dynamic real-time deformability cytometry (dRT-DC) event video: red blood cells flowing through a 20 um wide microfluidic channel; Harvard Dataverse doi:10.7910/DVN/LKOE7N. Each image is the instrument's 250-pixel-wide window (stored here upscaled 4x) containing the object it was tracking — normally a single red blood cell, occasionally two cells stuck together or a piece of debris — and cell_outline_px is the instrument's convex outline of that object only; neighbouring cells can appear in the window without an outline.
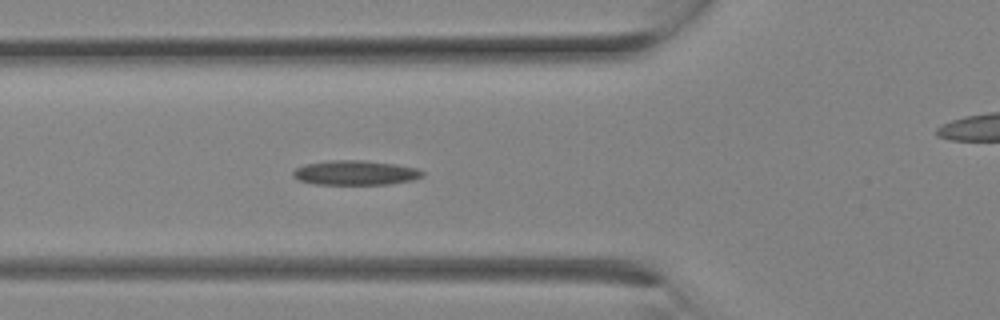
{"species": "Egyptian fruit bat (a non-hibernating species)", "species_latin": "Rousettus aegyptiacus", "temperature_condition": "room temperature", "stored_images_in_passage": 11, "segment_of_instrument_passage": [1, 2], "camera_frame_rate_fps": 3000, "um_per_image_px": 0.085, "animal": {"sex": "female"}, "frame": {"image": 1, "passage_image": 10, "time_ms": 3.0, "image_size_px": [1000, 320], "cell_outline_px": [[424, 176], [412, 180], [388, 184], [316, 184], [296, 180], [292, 176], [292, 172], [296, 168], [304, 164], [328, 160], [364, 160], [396, 164], [420, 168], [424, 172]], "centroid_in_image_um": [30.2, 14.67], "position_along_channel_um": 95.6, "area_um2": 18.79}}